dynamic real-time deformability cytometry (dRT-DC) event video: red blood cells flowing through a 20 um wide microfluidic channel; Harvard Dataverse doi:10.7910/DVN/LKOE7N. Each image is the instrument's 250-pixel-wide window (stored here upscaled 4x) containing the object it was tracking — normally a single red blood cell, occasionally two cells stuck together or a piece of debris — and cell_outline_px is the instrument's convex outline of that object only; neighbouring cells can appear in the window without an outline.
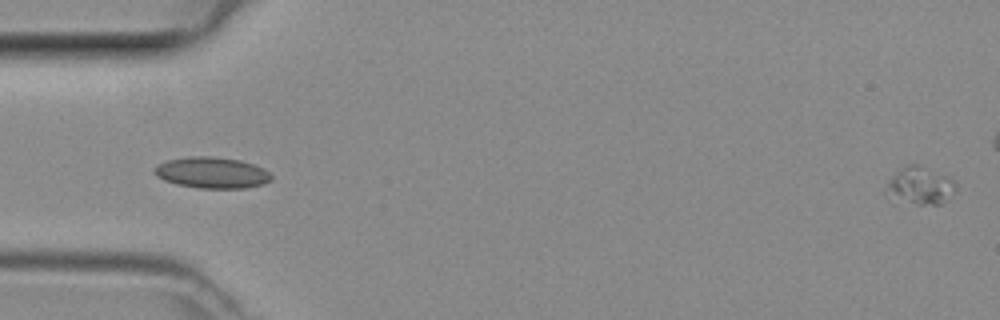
{"species": "common noctule bat (a hibernating species)", "species_latin": "Nyctalus noctula", "temperature_condition": "room temperature", "stored_images_in_passage": 40, "camera_frame_rate_fps": 3000, "um_per_image_px": 0.085, "animal": {"sex": "female", "body_mass_g": 29.2, "forearm_length_mm": 56.3}, "frame": {"image": 1, "passage_image": 1, "time_ms": 0.0, "image_size_px": [1000, 320], "cell_outline_px": [[956, 188], [940, 204], [892, 204], [884, 196], [884, 192], [888, 180], [904, 164], [916, 164], [948, 176], [956, 180]], "centroid_in_image_um": [78.07, 15.82], "position_along_channel_um": 6.9, "area_um2": 15.9}}
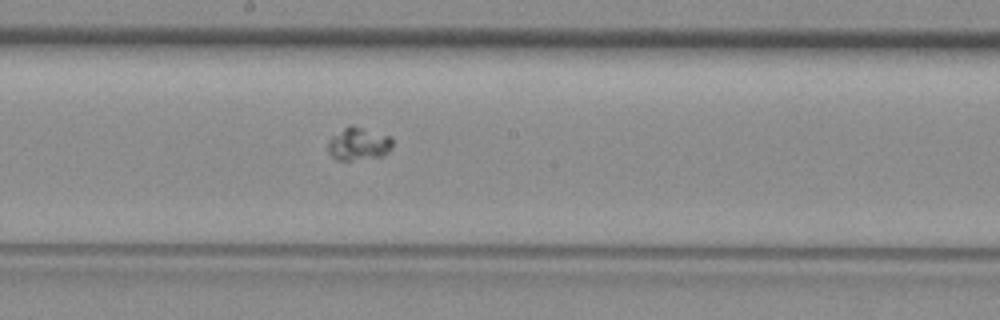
{"frame": {"image": 2, "passage_image": 26, "time_ms": 8.333, "image_size_px": [1000, 320], "cell_outline_px": [[392, 148], [384, 156], [348, 160], [336, 160], [328, 152], [328, 144], [332, 136], [348, 124], [352, 124], [392, 136]], "centroid_in_image_um": [30.5, 12.21], "position_along_channel_um": 217.7, "area_um2": 12.54}}
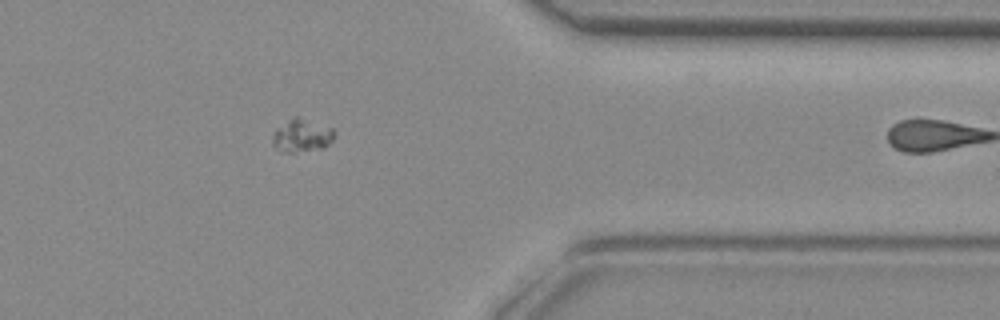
{"frame": {"image": 3, "passage_image": 39, "time_ms": 12.667, "image_size_px": [1000, 320], "cell_outline_px": [[336, 132], [332, 140], [324, 148], [292, 152], [280, 152], [272, 144], [272, 136], [276, 128], [292, 116], [296, 116], [332, 128]], "centroid_in_image_um": [25.62, 11.52], "position_along_channel_um": 385.8, "area_um2": 11.91}}